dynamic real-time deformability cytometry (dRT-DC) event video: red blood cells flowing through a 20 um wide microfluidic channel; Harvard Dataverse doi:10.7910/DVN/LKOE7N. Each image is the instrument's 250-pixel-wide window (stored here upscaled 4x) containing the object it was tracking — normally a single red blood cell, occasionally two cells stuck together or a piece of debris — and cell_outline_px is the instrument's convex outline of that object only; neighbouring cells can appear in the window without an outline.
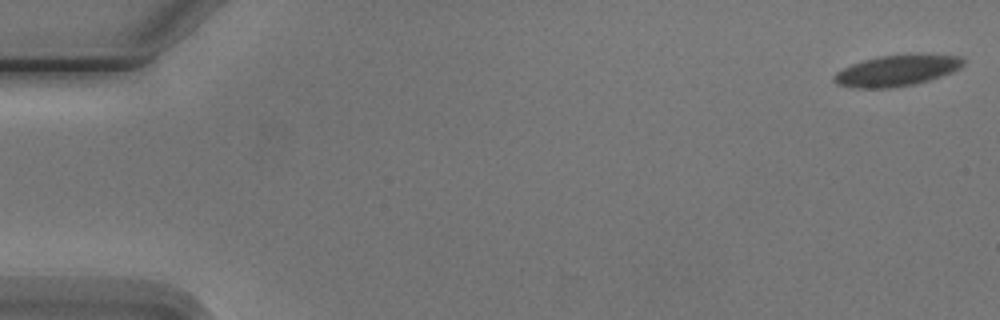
{"species": "Egyptian fruit bat (a non-hibernating species)", "species_latin": "Rousettus aegyptiacus", "temperature_condition": "cold", "stored_images_in_passage": 5, "camera_frame_rate_fps": 3000, "um_per_image_px": 0.085, "animal": {"sex": "male"}, "frame": {"image": 1, "passage_image": 1, "time_ms": 0.0, "image_size_px": [1000, 320], "cell_outline_px": [[964, 64], [960, 68], [952, 72], [916, 84], [892, 88], [852, 88], [836, 84], [832, 80], [832, 76], [836, 72], [852, 64], [864, 60], [880, 56], [960, 56], [964, 60]], "centroid_in_image_um": [76.14, 6.05], "position_along_channel_um": 8.9, "area_um2": 22.77}}
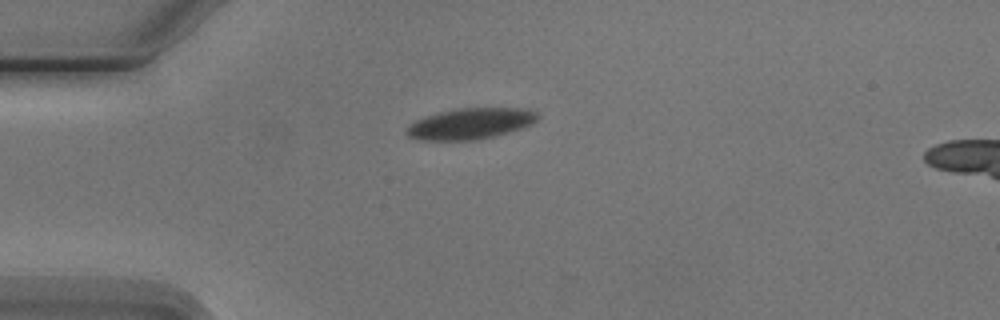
{"frame": {"image": 2, "passage_image": 4, "time_ms": 4.333, "image_size_px": [1000, 320], "cell_outline_px": [[540, 116], [532, 124], [508, 132], [492, 136], [472, 140], [420, 140], [408, 136], [404, 132], [416, 120], [440, 112], [456, 108], [524, 108], [536, 112]], "centroid_in_image_um": [40.0, 10.5], "position_along_channel_um": 45.0, "area_um2": 23.35}}